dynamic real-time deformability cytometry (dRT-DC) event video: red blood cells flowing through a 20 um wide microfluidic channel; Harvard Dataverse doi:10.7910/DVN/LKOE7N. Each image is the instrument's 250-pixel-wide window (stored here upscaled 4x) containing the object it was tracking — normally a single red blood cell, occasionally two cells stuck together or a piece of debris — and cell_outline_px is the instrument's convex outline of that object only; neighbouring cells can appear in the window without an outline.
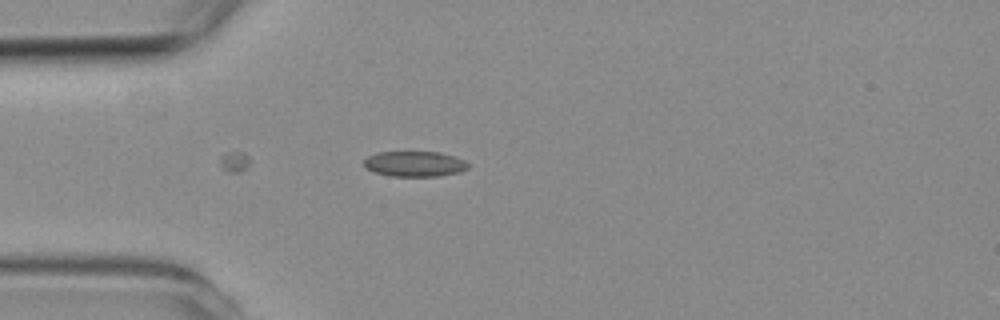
{"species": "common noctule bat (a hibernating species)", "species_latin": "Nyctalus noctula", "temperature_condition": "room temperature", "stored_images_in_passage": 4, "camera_frame_rate_fps": 3000, "um_per_image_px": 0.085, "animal": {"sex": "female", "body_mass_g": 19.3, "forearm_length_mm": 54.1}, "frame": {"image": 1, "passage_image": 4, "time_ms": 3.333, "image_size_px": [1000, 320], "cell_outline_px": [[468, 168], [460, 172], [436, 176], [392, 176], [376, 172], [368, 168], [364, 164], [364, 160], [368, 156], [376, 152], [440, 152], [464, 160], [468, 164]], "centroid_in_image_um": [35.25, 13.92], "position_along_channel_um": 49.7, "area_um2": 15.2}}